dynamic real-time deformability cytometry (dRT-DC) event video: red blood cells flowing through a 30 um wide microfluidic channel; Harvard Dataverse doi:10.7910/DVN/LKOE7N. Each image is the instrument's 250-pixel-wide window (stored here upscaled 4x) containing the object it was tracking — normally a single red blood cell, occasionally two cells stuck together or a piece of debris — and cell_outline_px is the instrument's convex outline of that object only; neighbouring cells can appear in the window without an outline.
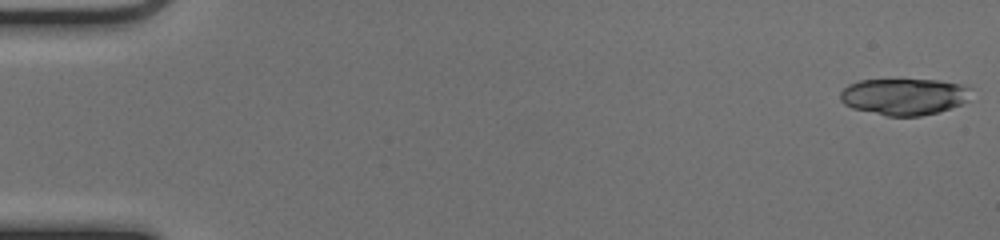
{"species": "common noctule bat (a hibernating species)", "species_latin": "Nyctalus noctula", "temperature_condition": "cold", "stored_images_in_passage": 19, "camera_frame_rate_fps": 3000, "um_per_image_px": 0.085, "animal": {"sex": "female", "body_mass_g": 17.0, "forearm_length_mm": 48.0}, "frame": {"image": 1, "passage_image": 1, "time_ms": 0.0, "image_size_px": [1000, 240], "cell_outline_px": [[972, 88], [968, 100], [960, 104], [936, 112], [920, 116], [888, 116], [852, 108], [844, 104], [840, 100], [840, 92], [848, 84], [860, 80], [940, 80], [960, 84]], "centroid_in_image_um": [76.83, 8.2], "position_along_channel_um": 8.2, "area_um2": 27.8}}